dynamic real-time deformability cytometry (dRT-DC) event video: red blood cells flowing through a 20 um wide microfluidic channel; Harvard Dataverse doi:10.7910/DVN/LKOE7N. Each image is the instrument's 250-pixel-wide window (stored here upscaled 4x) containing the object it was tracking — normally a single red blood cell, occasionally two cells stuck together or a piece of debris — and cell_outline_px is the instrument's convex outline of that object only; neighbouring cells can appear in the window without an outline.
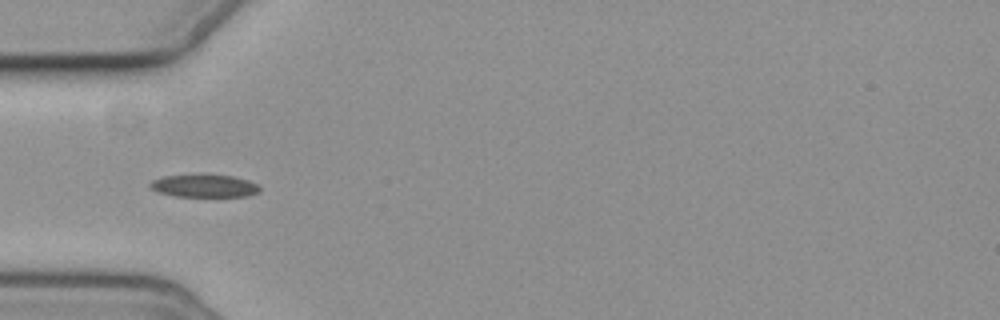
{"species": "common noctule bat (a hibernating species)", "species_latin": "Nyctalus noctula", "temperature_condition": "cold", "stored_images_in_passage": 9, "camera_frame_rate_fps": 3000, "um_per_image_px": 0.085, "animal": {"sex": "female", "body_mass_g": 19.3, "forearm_length_mm": 54.1}, "frame": {"image": 1, "passage_image": 4, "time_ms": 3.333, "image_size_px": [1000, 320], "cell_outline_px": [[260, 192], [248, 196], [172, 196], [160, 192], [152, 188], [148, 184], [152, 180], [164, 176], [232, 176], [248, 180], [256, 184], [260, 188]], "centroid_in_image_um": [17.38, 15.82], "position_along_channel_um": 67.6, "area_um2": 13.99}}
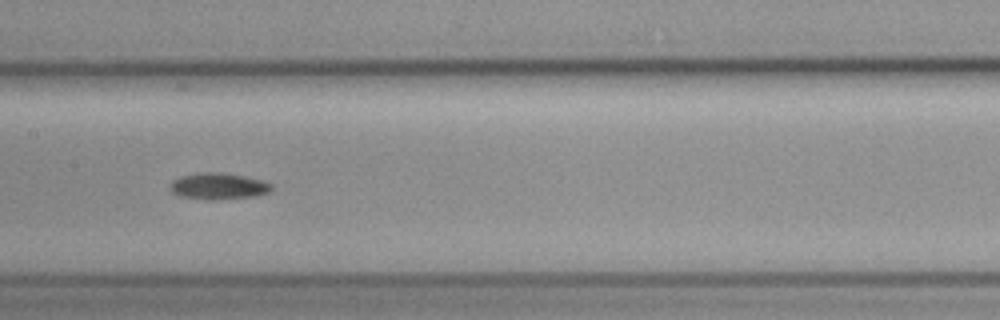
{"frame": {"image": 2, "passage_image": 7, "time_ms": 6.667, "image_size_px": [1000, 320], "cell_outline_px": [[272, 188], [268, 192], [256, 196], [212, 200], [208, 200], [180, 196], [172, 192], [168, 188], [172, 180], [180, 176], [204, 172], [220, 172], [244, 176], [260, 180], [272, 184]], "centroid_in_image_um": [18.52, 15.83], "position_along_channel_um": 188.9, "area_um2": 15.61}}